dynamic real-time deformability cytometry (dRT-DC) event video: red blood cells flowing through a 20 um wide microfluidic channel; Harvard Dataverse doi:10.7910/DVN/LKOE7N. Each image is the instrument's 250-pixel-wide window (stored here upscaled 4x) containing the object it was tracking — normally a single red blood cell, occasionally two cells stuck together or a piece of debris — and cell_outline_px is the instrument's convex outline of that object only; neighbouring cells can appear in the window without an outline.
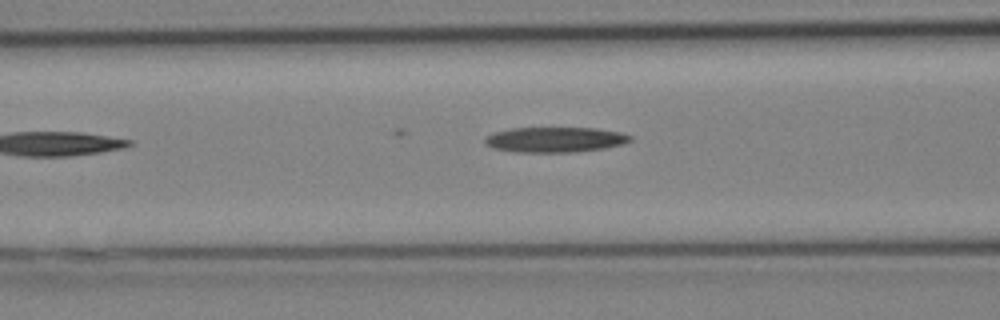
{"species": "Egyptian fruit bat (a non-hibernating species)", "species_latin": "Rousettus aegyptiacus", "temperature_condition": "cold", "stored_images_in_passage": 12, "camera_frame_rate_fps": 3000, "um_per_image_px": 0.085, "animal": {"sex": "female"}, "frame": {"image": 1, "passage_image": 12, "time_ms": 3.667, "image_size_px": [1000, 320], "cell_outline_px": [[632, 140], [624, 144], [604, 148], [572, 152], [516, 152], [492, 148], [484, 144], [484, 140], [488, 136], [496, 132], [512, 128], [592, 128], [620, 132], [632, 136]], "centroid_in_image_um": [47.18, 11.87], "position_along_channel_um": 119.4, "area_um2": 21.27}}